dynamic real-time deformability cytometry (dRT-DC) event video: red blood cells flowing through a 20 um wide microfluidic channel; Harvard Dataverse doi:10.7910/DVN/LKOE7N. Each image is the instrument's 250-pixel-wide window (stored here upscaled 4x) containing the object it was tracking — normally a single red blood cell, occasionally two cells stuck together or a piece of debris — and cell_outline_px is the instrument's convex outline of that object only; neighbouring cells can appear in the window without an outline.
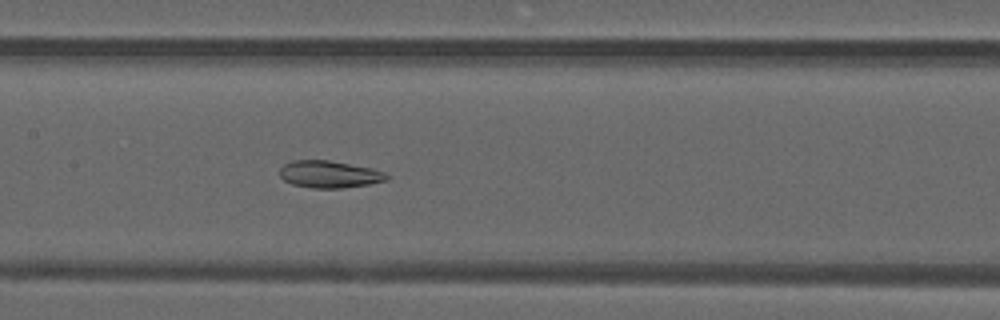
{"species": "common noctule bat (a hibernating species)", "species_latin": "Nyctalus noctula", "temperature_condition": "warm", "stored_images_in_passage": 48, "camera_frame_rate_fps": 3000, "um_per_image_px": 0.085, "animal": {"sex": "male", "forearm_length_mm": 52.5}, "frame": {"image": 1, "passage_image": 23, "time_ms": 7.333, "image_size_px": [1000, 320], "cell_outline_px": [[392, 176], [388, 180], [368, 184], [340, 188], [312, 188], [292, 184], [284, 180], [280, 176], [280, 168], [284, 164], [292, 160], [328, 160], [372, 168], [384, 172]], "centroid_in_image_um": [28.01, 14.81], "position_along_channel_um": 179.4, "area_um2": 16.94}}
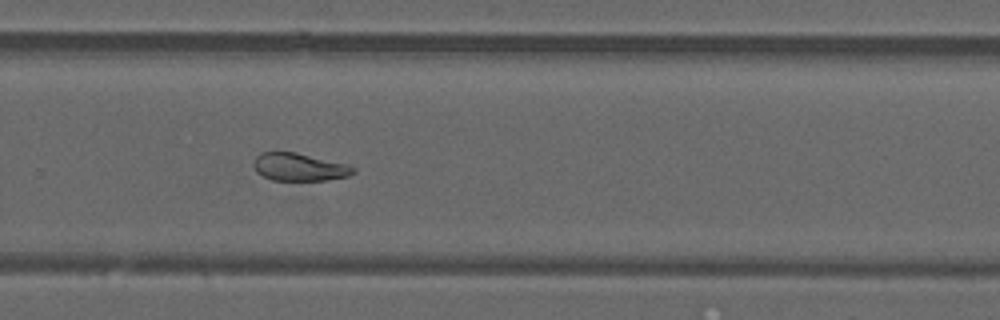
{"frame": {"image": 2, "passage_image": 32, "time_ms": 10.333, "image_size_px": [1000, 320], "cell_outline_px": [[356, 172], [348, 176], [328, 180], [272, 180], [256, 172], [252, 164], [256, 156], [260, 152], [296, 152], [344, 164], [356, 168]], "centroid_in_image_um": [25.4, 14.2], "position_along_channel_um": 304.4, "area_um2": 16.01}}
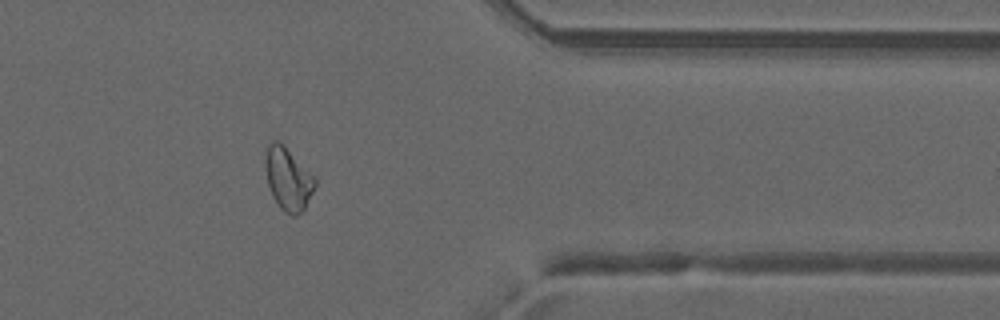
{"frame": {"image": 3, "passage_image": 39, "time_ms": 12.667, "image_size_px": [1000, 320], "cell_outline_px": [[316, 184], [304, 208], [296, 216], [292, 216], [284, 212], [280, 208], [272, 196], [268, 184], [264, 160], [268, 144], [272, 140], [280, 140], [316, 180]], "centroid_in_image_um": [24.45, 15.19], "position_along_channel_um": 387.0, "area_um2": 17.86}, "authors_computed_cell_mechanics": {"area_um2": 19.4786, "velocity_mm_per_s": 4.1757, "shape_relaxation_time_tau1_ms": null, "shape_relaxation_time_tau2_ms": 2.9114, "deformation_change_tau1": null, "deformation_change_tau2": 0.0922}}